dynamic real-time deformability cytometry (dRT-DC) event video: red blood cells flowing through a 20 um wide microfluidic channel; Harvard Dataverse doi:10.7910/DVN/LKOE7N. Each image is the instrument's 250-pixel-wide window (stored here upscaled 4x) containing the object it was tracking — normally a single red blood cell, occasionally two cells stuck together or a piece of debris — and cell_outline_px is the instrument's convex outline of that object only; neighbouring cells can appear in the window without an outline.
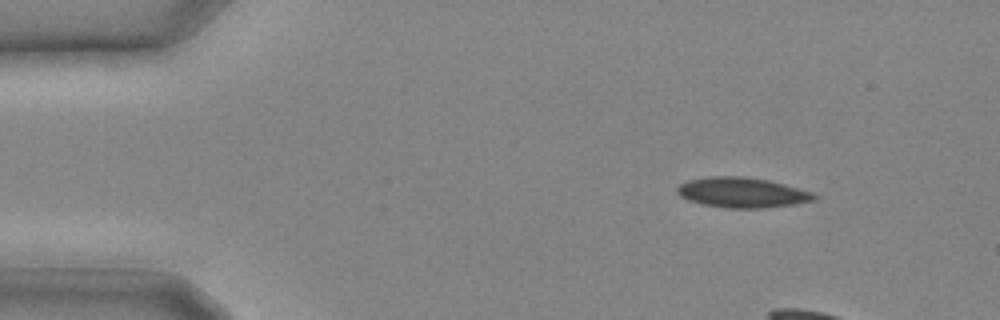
{"species": "common noctule bat (a hibernating species)", "species_latin": "Nyctalus noctula", "temperature_condition": "cold", "stored_images_in_passage": 6, "camera_frame_rate_fps": 3000, "um_per_image_px": 0.085, "animal": {"sex": "male", "body_mass_g": 20.4}, "frame": {"image": 1, "passage_image": 3, "time_ms": 0.667, "image_size_px": [1000, 320], "cell_outline_px": [[816, 200], [796, 204], [764, 208], [728, 208], [700, 204], [688, 200], [680, 196], [676, 192], [676, 188], [680, 184], [688, 180], [708, 176], [744, 176], [768, 180], [784, 184], [812, 192], [816, 196]], "centroid_in_image_um": [63.06, 16.36], "position_along_channel_um": 21.9, "area_um2": 24.22}}